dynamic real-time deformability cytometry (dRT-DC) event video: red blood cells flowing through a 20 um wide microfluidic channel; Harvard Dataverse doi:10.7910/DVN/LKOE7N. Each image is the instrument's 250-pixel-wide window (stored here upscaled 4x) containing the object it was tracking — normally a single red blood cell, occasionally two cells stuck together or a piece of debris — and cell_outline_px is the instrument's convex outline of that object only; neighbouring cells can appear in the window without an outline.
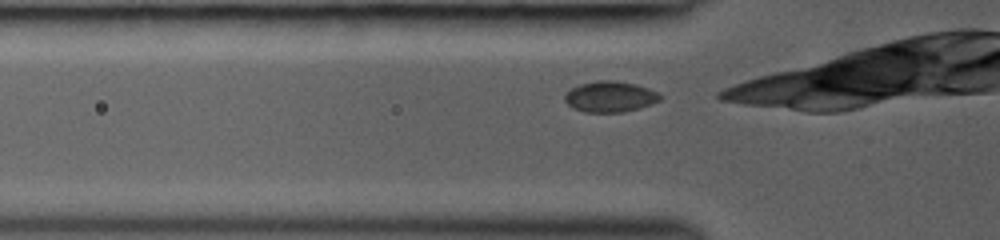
{"species": "common noctule bat (a hibernating species)", "species_latin": "Nyctalus noctula", "temperature_condition": "room temperature", "stored_images_in_passage": 3, "camera_frame_rate_fps": 3000, "um_per_image_px": 0.085, "animal": {"sex": "female", "body_mass_g": 19.0, "forearm_length_mm": 53.3}, "frame": {"image": 1, "passage_image": 3, "time_ms": 2.333, "image_size_px": [1000, 240], "cell_outline_px": [[664, 96], [660, 100], [652, 104], [640, 108], [624, 112], [584, 112], [572, 108], [564, 100], [564, 96], [572, 88], [580, 84], [596, 80], [616, 80], [636, 84], [648, 88]], "centroid_in_image_um": [51.87, 8.21], "position_along_channel_um": 73.9, "area_um2": 17.28}}